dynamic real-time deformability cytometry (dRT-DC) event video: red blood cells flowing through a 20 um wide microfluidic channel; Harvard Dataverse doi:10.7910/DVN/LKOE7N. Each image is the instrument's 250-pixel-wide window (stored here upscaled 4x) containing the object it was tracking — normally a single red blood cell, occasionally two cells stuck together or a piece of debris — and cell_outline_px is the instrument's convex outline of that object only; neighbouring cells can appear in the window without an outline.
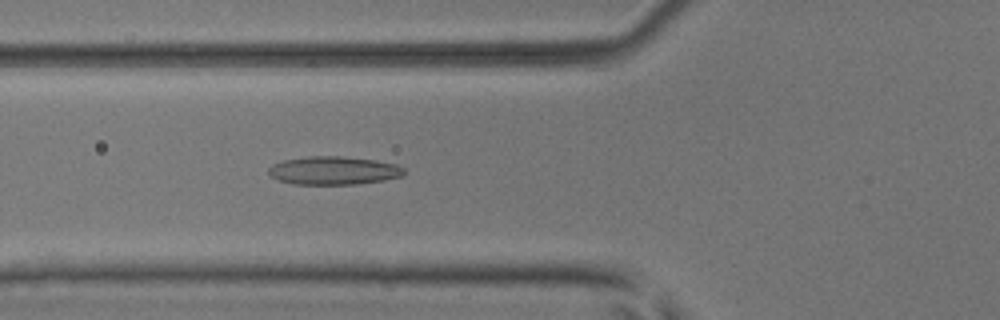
{"species": "common noctule bat (a hibernating species)", "species_latin": "Nyctalus noctula", "temperature_condition": "room temperature", "stored_images_in_passage": 40, "camera_frame_rate_fps": 3000, "um_per_image_px": 0.085, "animal": {"sex": "male", "body_mass_g": 17.9, "forearm_length_mm": 54.2}, "frame": {"image": 1, "passage_image": 7, "time_ms": 2.0, "image_size_px": [1000, 320], "cell_outline_px": [[404, 176], [384, 180], [356, 184], [292, 184], [280, 180], [272, 176], [268, 172], [268, 168], [272, 164], [284, 160], [308, 156], [340, 156], [376, 160], [396, 164], [404, 168]], "centroid_in_image_um": [28.37, 14.49], "position_along_channel_um": 97.4, "area_um2": 22.31}}
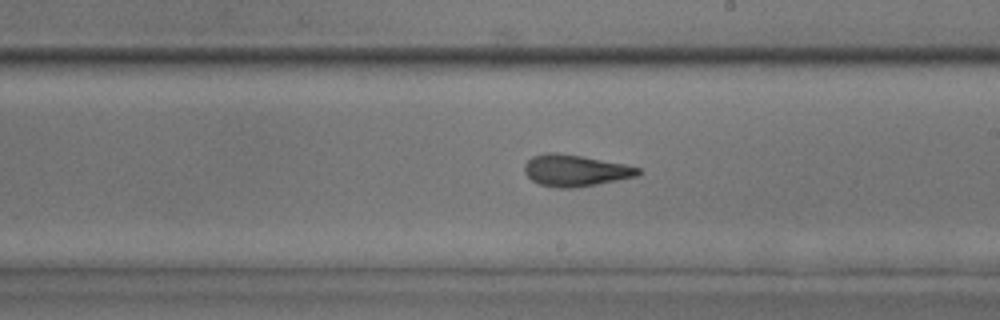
{"frame": {"image": 2, "passage_image": 18, "time_ms": 5.667, "image_size_px": [1000, 320], "cell_outline_px": [[640, 172], [636, 176], [596, 184], [572, 188], [560, 188], [540, 184], [532, 180], [524, 172], [524, 164], [532, 156], [544, 152], [556, 152], [580, 156], [624, 164], [640, 168]], "centroid_in_image_um": [48.84, 14.48], "position_along_channel_um": 240.2, "area_um2": 20.63}}
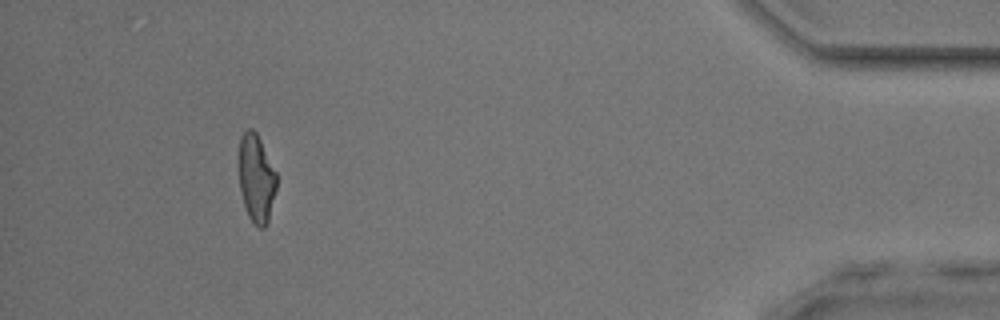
{"frame": {"image": 3, "passage_image": 36, "time_ms": 11.667, "image_size_px": [1000, 320], "cell_outline_px": [[276, 188], [268, 220], [264, 228], [260, 228], [248, 216], [244, 204], [240, 188], [240, 136], [248, 128], [252, 128], [256, 132], [276, 172]], "centroid_in_image_um": [21.79, 15.15], "position_along_channel_um": 413.4, "area_um2": 18.79}, "authors_computed_cell_mechanics": {"area_um2": 20.4901, "velocity_mm_per_s": 3.901, "shape_relaxation_time_tau1_ms": null, "shape_relaxation_time_tau2_ms": 1.6679, "deformation_change_tau1": null, "deformation_change_tau2": 0.1004}}